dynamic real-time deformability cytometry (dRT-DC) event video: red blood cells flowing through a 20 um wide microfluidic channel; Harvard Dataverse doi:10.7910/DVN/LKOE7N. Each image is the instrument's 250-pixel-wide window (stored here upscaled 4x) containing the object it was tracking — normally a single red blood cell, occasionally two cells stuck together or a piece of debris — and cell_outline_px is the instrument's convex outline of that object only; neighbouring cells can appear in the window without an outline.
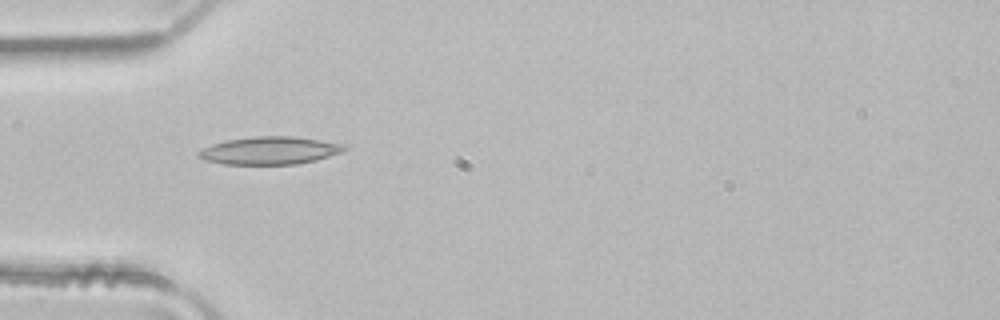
{"species": "common noctule bat (a hibernating species)", "species_latin": "Nyctalus noctula", "temperature_condition": "room temperature", "stored_images_in_passage": 5, "camera_frame_rate_fps": 3000, "um_per_image_px": 0.085, "animal": {"sex": "male", "body_mass_g": 21.5, "forearm_length_mm": 52.0}, "frame": {"image": 1, "passage_image": 4, "time_ms": 1.0, "image_size_px": [1000, 320], "cell_outline_px": [[348, 144], [340, 152], [316, 160], [296, 164], [224, 164], [204, 160], [200, 156], [200, 152], [204, 148], [212, 144], [228, 140], [252, 136], [292, 136]], "centroid_in_image_um": [22.95, 12.79], "position_along_channel_um": 62.0, "area_um2": 23.24}}
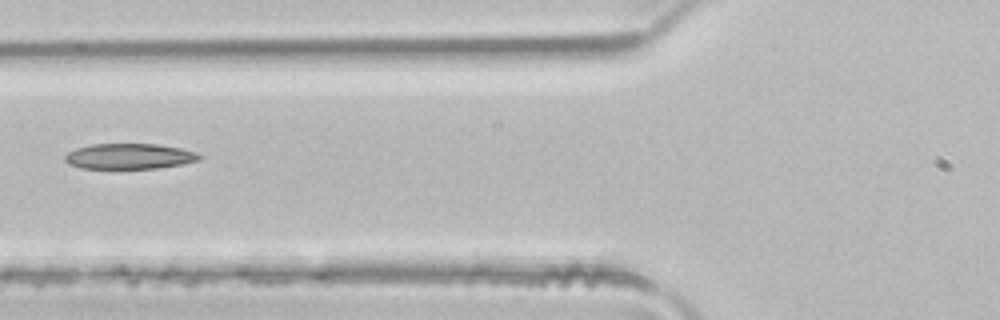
{"frame": {"image": 2, "passage_image": 5, "time_ms": 1.333, "image_size_px": [1000, 320], "cell_outline_px": [[200, 160], [180, 164], [156, 168], [80, 168], [68, 164], [64, 160], [64, 156], [68, 152], [76, 148], [92, 144], [156, 144], [180, 148], [196, 152], [200, 156]], "centroid_in_image_um": [10.95, 13.28], "position_along_channel_um": 114.9, "area_um2": 19.83}}